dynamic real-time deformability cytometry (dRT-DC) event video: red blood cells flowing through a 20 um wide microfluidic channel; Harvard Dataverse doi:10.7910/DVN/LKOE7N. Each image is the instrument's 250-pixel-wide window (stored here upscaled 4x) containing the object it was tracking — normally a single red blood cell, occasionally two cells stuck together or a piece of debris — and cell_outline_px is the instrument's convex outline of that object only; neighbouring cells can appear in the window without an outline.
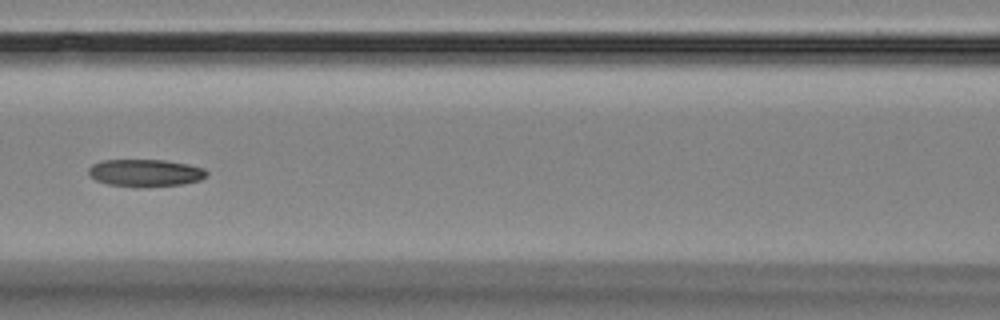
{"species": "Egyptian fruit bat (a non-hibernating species)", "species_latin": "Rousettus aegyptiacus", "temperature_condition": "room temperature", "stored_images_in_passage": 6, "camera_frame_rate_fps": 3000, "um_per_image_px": 0.085, "animal": {"sex": "female"}, "frame": {"image": 1, "passage_image": 6, "time_ms": 5.667, "image_size_px": [1000, 320], "cell_outline_px": [[208, 172], [200, 180], [184, 184], [148, 188], [136, 188], [108, 184], [96, 180], [88, 176], [88, 168], [92, 164], [104, 160], [160, 160], [188, 164], [204, 168]], "centroid_in_image_um": [12.32, 14.72], "position_along_channel_um": 154.3, "area_um2": 19.13}}